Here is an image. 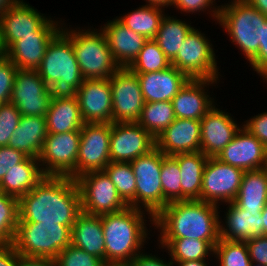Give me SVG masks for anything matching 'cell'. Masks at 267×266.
<instances>
[{"label": "cell", "mask_w": 267, "mask_h": 266, "mask_svg": "<svg viewBox=\"0 0 267 266\" xmlns=\"http://www.w3.org/2000/svg\"><path fill=\"white\" fill-rule=\"evenodd\" d=\"M201 152L217 157L240 129L228 113L213 106L200 120Z\"/></svg>", "instance_id": "obj_22"}, {"label": "cell", "mask_w": 267, "mask_h": 266, "mask_svg": "<svg viewBox=\"0 0 267 266\" xmlns=\"http://www.w3.org/2000/svg\"><path fill=\"white\" fill-rule=\"evenodd\" d=\"M216 158L243 171L259 170L267 167V148L242 127Z\"/></svg>", "instance_id": "obj_18"}, {"label": "cell", "mask_w": 267, "mask_h": 266, "mask_svg": "<svg viewBox=\"0 0 267 266\" xmlns=\"http://www.w3.org/2000/svg\"><path fill=\"white\" fill-rule=\"evenodd\" d=\"M165 155L156 147L148 154L130 162L136 177V208L148 212L154 224V217L163 209L161 166ZM141 205H140V204Z\"/></svg>", "instance_id": "obj_8"}, {"label": "cell", "mask_w": 267, "mask_h": 266, "mask_svg": "<svg viewBox=\"0 0 267 266\" xmlns=\"http://www.w3.org/2000/svg\"><path fill=\"white\" fill-rule=\"evenodd\" d=\"M155 148V138L137 122L111 123V162H132Z\"/></svg>", "instance_id": "obj_16"}, {"label": "cell", "mask_w": 267, "mask_h": 266, "mask_svg": "<svg viewBox=\"0 0 267 266\" xmlns=\"http://www.w3.org/2000/svg\"><path fill=\"white\" fill-rule=\"evenodd\" d=\"M213 0H174L172 6L176 7L177 9H180L182 12L195 13L196 11H204V9L207 10V8H212Z\"/></svg>", "instance_id": "obj_49"}, {"label": "cell", "mask_w": 267, "mask_h": 266, "mask_svg": "<svg viewBox=\"0 0 267 266\" xmlns=\"http://www.w3.org/2000/svg\"><path fill=\"white\" fill-rule=\"evenodd\" d=\"M45 119L47 133L80 131L85 123L76 96L65 93L53 94Z\"/></svg>", "instance_id": "obj_26"}, {"label": "cell", "mask_w": 267, "mask_h": 266, "mask_svg": "<svg viewBox=\"0 0 267 266\" xmlns=\"http://www.w3.org/2000/svg\"><path fill=\"white\" fill-rule=\"evenodd\" d=\"M193 28L185 21L163 16L154 40L170 62L176 57L183 41Z\"/></svg>", "instance_id": "obj_33"}, {"label": "cell", "mask_w": 267, "mask_h": 266, "mask_svg": "<svg viewBox=\"0 0 267 266\" xmlns=\"http://www.w3.org/2000/svg\"><path fill=\"white\" fill-rule=\"evenodd\" d=\"M155 147L167 156L201 151L200 120L176 118L155 138Z\"/></svg>", "instance_id": "obj_21"}, {"label": "cell", "mask_w": 267, "mask_h": 266, "mask_svg": "<svg viewBox=\"0 0 267 266\" xmlns=\"http://www.w3.org/2000/svg\"><path fill=\"white\" fill-rule=\"evenodd\" d=\"M218 205L201 200L168 203L155 217L160 239L194 238L207 241L213 248L220 240Z\"/></svg>", "instance_id": "obj_2"}, {"label": "cell", "mask_w": 267, "mask_h": 266, "mask_svg": "<svg viewBox=\"0 0 267 266\" xmlns=\"http://www.w3.org/2000/svg\"><path fill=\"white\" fill-rule=\"evenodd\" d=\"M210 41L193 28L183 41L171 65L184 73L189 79L218 80V67Z\"/></svg>", "instance_id": "obj_9"}, {"label": "cell", "mask_w": 267, "mask_h": 266, "mask_svg": "<svg viewBox=\"0 0 267 266\" xmlns=\"http://www.w3.org/2000/svg\"><path fill=\"white\" fill-rule=\"evenodd\" d=\"M75 180L80 191L82 212L103 215L128 207L104 171L87 172Z\"/></svg>", "instance_id": "obj_10"}, {"label": "cell", "mask_w": 267, "mask_h": 266, "mask_svg": "<svg viewBox=\"0 0 267 266\" xmlns=\"http://www.w3.org/2000/svg\"><path fill=\"white\" fill-rule=\"evenodd\" d=\"M150 6L168 7L172 6L174 0H146Z\"/></svg>", "instance_id": "obj_55"}, {"label": "cell", "mask_w": 267, "mask_h": 266, "mask_svg": "<svg viewBox=\"0 0 267 266\" xmlns=\"http://www.w3.org/2000/svg\"><path fill=\"white\" fill-rule=\"evenodd\" d=\"M53 94L37 70L18 69L10 102L22 116L45 117Z\"/></svg>", "instance_id": "obj_15"}, {"label": "cell", "mask_w": 267, "mask_h": 266, "mask_svg": "<svg viewBox=\"0 0 267 266\" xmlns=\"http://www.w3.org/2000/svg\"><path fill=\"white\" fill-rule=\"evenodd\" d=\"M6 51L4 49L2 39H1V22H0V57L5 55Z\"/></svg>", "instance_id": "obj_59"}, {"label": "cell", "mask_w": 267, "mask_h": 266, "mask_svg": "<svg viewBox=\"0 0 267 266\" xmlns=\"http://www.w3.org/2000/svg\"><path fill=\"white\" fill-rule=\"evenodd\" d=\"M214 82L217 80L189 79L171 101L175 118L201 120L214 106L203 88Z\"/></svg>", "instance_id": "obj_23"}, {"label": "cell", "mask_w": 267, "mask_h": 266, "mask_svg": "<svg viewBox=\"0 0 267 266\" xmlns=\"http://www.w3.org/2000/svg\"><path fill=\"white\" fill-rule=\"evenodd\" d=\"M59 22L48 20L33 35L23 36L14 42L5 55L18 69L37 70L51 40L62 30Z\"/></svg>", "instance_id": "obj_17"}, {"label": "cell", "mask_w": 267, "mask_h": 266, "mask_svg": "<svg viewBox=\"0 0 267 266\" xmlns=\"http://www.w3.org/2000/svg\"><path fill=\"white\" fill-rule=\"evenodd\" d=\"M142 209L126 207L101 215L106 262H131L146 242L147 228ZM138 251V252H137Z\"/></svg>", "instance_id": "obj_3"}, {"label": "cell", "mask_w": 267, "mask_h": 266, "mask_svg": "<svg viewBox=\"0 0 267 266\" xmlns=\"http://www.w3.org/2000/svg\"><path fill=\"white\" fill-rule=\"evenodd\" d=\"M18 266H56V263L53 259L24 257L19 254Z\"/></svg>", "instance_id": "obj_52"}, {"label": "cell", "mask_w": 267, "mask_h": 266, "mask_svg": "<svg viewBox=\"0 0 267 266\" xmlns=\"http://www.w3.org/2000/svg\"><path fill=\"white\" fill-rule=\"evenodd\" d=\"M111 123H84L80 130L76 179L84 173L103 171L110 159Z\"/></svg>", "instance_id": "obj_12"}, {"label": "cell", "mask_w": 267, "mask_h": 266, "mask_svg": "<svg viewBox=\"0 0 267 266\" xmlns=\"http://www.w3.org/2000/svg\"><path fill=\"white\" fill-rule=\"evenodd\" d=\"M164 259H159L158 256L155 255H147L139 253L131 262L128 264L130 266H173V262L170 260V262L163 261Z\"/></svg>", "instance_id": "obj_51"}, {"label": "cell", "mask_w": 267, "mask_h": 266, "mask_svg": "<svg viewBox=\"0 0 267 266\" xmlns=\"http://www.w3.org/2000/svg\"><path fill=\"white\" fill-rule=\"evenodd\" d=\"M18 222L73 225L82 212L79 187L68 176H45L18 199Z\"/></svg>", "instance_id": "obj_1"}, {"label": "cell", "mask_w": 267, "mask_h": 266, "mask_svg": "<svg viewBox=\"0 0 267 266\" xmlns=\"http://www.w3.org/2000/svg\"><path fill=\"white\" fill-rule=\"evenodd\" d=\"M206 259L203 260H189V261H172L174 263H178V266H207Z\"/></svg>", "instance_id": "obj_54"}, {"label": "cell", "mask_w": 267, "mask_h": 266, "mask_svg": "<svg viewBox=\"0 0 267 266\" xmlns=\"http://www.w3.org/2000/svg\"><path fill=\"white\" fill-rule=\"evenodd\" d=\"M160 245L167 248L171 261L203 260L214 248L204 240L194 238L159 239ZM210 252V253H209Z\"/></svg>", "instance_id": "obj_36"}, {"label": "cell", "mask_w": 267, "mask_h": 266, "mask_svg": "<svg viewBox=\"0 0 267 266\" xmlns=\"http://www.w3.org/2000/svg\"><path fill=\"white\" fill-rule=\"evenodd\" d=\"M44 177L39 160L27 157L7 171L0 182V191L19 199L31 191Z\"/></svg>", "instance_id": "obj_30"}, {"label": "cell", "mask_w": 267, "mask_h": 266, "mask_svg": "<svg viewBox=\"0 0 267 266\" xmlns=\"http://www.w3.org/2000/svg\"><path fill=\"white\" fill-rule=\"evenodd\" d=\"M28 156L9 146L0 147V182L7 171L23 162Z\"/></svg>", "instance_id": "obj_45"}, {"label": "cell", "mask_w": 267, "mask_h": 266, "mask_svg": "<svg viewBox=\"0 0 267 266\" xmlns=\"http://www.w3.org/2000/svg\"><path fill=\"white\" fill-rule=\"evenodd\" d=\"M115 62L120 67H129L138 57L148 40L122 24L117 17L101 28Z\"/></svg>", "instance_id": "obj_24"}, {"label": "cell", "mask_w": 267, "mask_h": 266, "mask_svg": "<svg viewBox=\"0 0 267 266\" xmlns=\"http://www.w3.org/2000/svg\"><path fill=\"white\" fill-rule=\"evenodd\" d=\"M255 264L253 262H251L250 266H265V265H262V264H257V263H255Z\"/></svg>", "instance_id": "obj_60"}, {"label": "cell", "mask_w": 267, "mask_h": 266, "mask_svg": "<svg viewBox=\"0 0 267 266\" xmlns=\"http://www.w3.org/2000/svg\"><path fill=\"white\" fill-rule=\"evenodd\" d=\"M226 226L220 225V238L229 241H246L263 236L262 210L244 211L234 202L227 203ZM226 227V228H225Z\"/></svg>", "instance_id": "obj_27"}, {"label": "cell", "mask_w": 267, "mask_h": 266, "mask_svg": "<svg viewBox=\"0 0 267 266\" xmlns=\"http://www.w3.org/2000/svg\"><path fill=\"white\" fill-rule=\"evenodd\" d=\"M37 72L54 93L74 94L83 83L72 41L62 31L49 43Z\"/></svg>", "instance_id": "obj_5"}, {"label": "cell", "mask_w": 267, "mask_h": 266, "mask_svg": "<svg viewBox=\"0 0 267 266\" xmlns=\"http://www.w3.org/2000/svg\"><path fill=\"white\" fill-rule=\"evenodd\" d=\"M18 219V198L0 191V244L13 243Z\"/></svg>", "instance_id": "obj_40"}, {"label": "cell", "mask_w": 267, "mask_h": 266, "mask_svg": "<svg viewBox=\"0 0 267 266\" xmlns=\"http://www.w3.org/2000/svg\"><path fill=\"white\" fill-rule=\"evenodd\" d=\"M242 126L267 148V112L252 117Z\"/></svg>", "instance_id": "obj_48"}, {"label": "cell", "mask_w": 267, "mask_h": 266, "mask_svg": "<svg viewBox=\"0 0 267 266\" xmlns=\"http://www.w3.org/2000/svg\"><path fill=\"white\" fill-rule=\"evenodd\" d=\"M62 32L72 41L75 58L84 79H109L120 66L115 62L102 30Z\"/></svg>", "instance_id": "obj_7"}, {"label": "cell", "mask_w": 267, "mask_h": 266, "mask_svg": "<svg viewBox=\"0 0 267 266\" xmlns=\"http://www.w3.org/2000/svg\"><path fill=\"white\" fill-rule=\"evenodd\" d=\"M267 17V0H246Z\"/></svg>", "instance_id": "obj_53"}, {"label": "cell", "mask_w": 267, "mask_h": 266, "mask_svg": "<svg viewBox=\"0 0 267 266\" xmlns=\"http://www.w3.org/2000/svg\"><path fill=\"white\" fill-rule=\"evenodd\" d=\"M17 70L6 55L0 57V103L10 102Z\"/></svg>", "instance_id": "obj_44"}, {"label": "cell", "mask_w": 267, "mask_h": 266, "mask_svg": "<svg viewBox=\"0 0 267 266\" xmlns=\"http://www.w3.org/2000/svg\"><path fill=\"white\" fill-rule=\"evenodd\" d=\"M172 157L178 162L181 172V201L200 200L203 172L208 157L201 151L179 153Z\"/></svg>", "instance_id": "obj_31"}, {"label": "cell", "mask_w": 267, "mask_h": 266, "mask_svg": "<svg viewBox=\"0 0 267 266\" xmlns=\"http://www.w3.org/2000/svg\"><path fill=\"white\" fill-rule=\"evenodd\" d=\"M19 253L13 244H0V266H18Z\"/></svg>", "instance_id": "obj_50"}, {"label": "cell", "mask_w": 267, "mask_h": 266, "mask_svg": "<svg viewBox=\"0 0 267 266\" xmlns=\"http://www.w3.org/2000/svg\"><path fill=\"white\" fill-rule=\"evenodd\" d=\"M71 228L56 223L18 222L12 244L21 256L55 260L70 245Z\"/></svg>", "instance_id": "obj_6"}, {"label": "cell", "mask_w": 267, "mask_h": 266, "mask_svg": "<svg viewBox=\"0 0 267 266\" xmlns=\"http://www.w3.org/2000/svg\"><path fill=\"white\" fill-rule=\"evenodd\" d=\"M101 215L81 212L71 228L70 244L105 261Z\"/></svg>", "instance_id": "obj_28"}, {"label": "cell", "mask_w": 267, "mask_h": 266, "mask_svg": "<svg viewBox=\"0 0 267 266\" xmlns=\"http://www.w3.org/2000/svg\"><path fill=\"white\" fill-rule=\"evenodd\" d=\"M169 66H171V62L156 41L148 39L129 68L136 74H143L162 71Z\"/></svg>", "instance_id": "obj_38"}, {"label": "cell", "mask_w": 267, "mask_h": 266, "mask_svg": "<svg viewBox=\"0 0 267 266\" xmlns=\"http://www.w3.org/2000/svg\"><path fill=\"white\" fill-rule=\"evenodd\" d=\"M80 131L47 133L38 157L45 176L71 177L77 171ZM46 164V165H45Z\"/></svg>", "instance_id": "obj_11"}, {"label": "cell", "mask_w": 267, "mask_h": 266, "mask_svg": "<svg viewBox=\"0 0 267 266\" xmlns=\"http://www.w3.org/2000/svg\"><path fill=\"white\" fill-rule=\"evenodd\" d=\"M74 95L85 123H112V92L109 79H84Z\"/></svg>", "instance_id": "obj_19"}, {"label": "cell", "mask_w": 267, "mask_h": 266, "mask_svg": "<svg viewBox=\"0 0 267 266\" xmlns=\"http://www.w3.org/2000/svg\"><path fill=\"white\" fill-rule=\"evenodd\" d=\"M47 136L46 119L42 116H22L8 146L28 157H39Z\"/></svg>", "instance_id": "obj_29"}, {"label": "cell", "mask_w": 267, "mask_h": 266, "mask_svg": "<svg viewBox=\"0 0 267 266\" xmlns=\"http://www.w3.org/2000/svg\"><path fill=\"white\" fill-rule=\"evenodd\" d=\"M181 172L178 162L165 155L161 166V185L163 192V208L171 202L181 201Z\"/></svg>", "instance_id": "obj_39"}, {"label": "cell", "mask_w": 267, "mask_h": 266, "mask_svg": "<svg viewBox=\"0 0 267 266\" xmlns=\"http://www.w3.org/2000/svg\"><path fill=\"white\" fill-rule=\"evenodd\" d=\"M22 114L11 102L0 103V147L8 146Z\"/></svg>", "instance_id": "obj_43"}, {"label": "cell", "mask_w": 267, "mask_h": 266, "mask_svg": "<svg viewBox=\"0 0 267 266\" xmlns=\"http://www.w3.org/2000/svg\"><path fill=\"white\" fill-rule=\"evenodd\" d=\"M145 102L172 101L189 78L173 65L157 72L136 74Z\"/></svg>", "instance_id": "obj_25"}, {"label": "cell", "mask_w": 267, "mask_h": 266, "mask_svg": "<svg viewBox=\"0 0 267 266\" xmlns=\"http://www.w3.org/2000/svg\"><path fill=\"white\" fill-rule=\"evenodd\" d=\"M212 10L213 17L226 29L235 45L239 47L251 62L259 52L262 42V26L267 17L246 0L232 1Z\"/></svg>", "instance_id": "obj_4"}, {"label": "cell", "mask_w": 267, "mask_h": 266, "mask_svg": "<svg viewBox=\"0 0 267 266\" xmlns=\"http://www.w3.org/2000/svg\"><path fill=\"white\" fill-rule=\"evenodd\" d=\"M112 123L137 122L145 100L139 79L129 67H120L110 78Z\"/></svg>", "instance_id": "obj_13"}, {"label": "cell", "mask_w": 267, "mask_h": 266, "mask_svg": "<svg viewBox=\"0 0 267 266\" xmlns=\"http://www.w3.org/2000/svg\"><path fill=\"white\" fill-rule=\"evenodd\" d=\"M242 210H263L267 202V168L245 171L233 201Z\"/></svg>", "instance_id": "obj_32"}, {"label": "cell", "mask_w": 267, "mask_h": 266, "mask_svg": "<svg viewBox=\"0 0 267 266\" xmlns=\"http://www.w3.org/2000/svg\"><path fill=\"white\" fill-rule=\"evenodd\" d=\"M163 12L162 7L147 4L117 19L134 32L147 39H154L164 16Z\"/></svg>", "instance_id": "obj_34"}, {"label": "cell", "mask_w": 267, "mask_h": 266, "mask_svg": "<svg viewBox=\"0 0 267 266\" xmlns=\"http://www.w3.org/2000/svg\"><path fill=\"white\" fill-rule=\"evenodd\" d=\"M104 261L73 245L65 247L56 257V266H101Z\"/></svg>", "instance_id": "obj_42"}, {"label": "cell", "mask_w": 267, "mask_h": 266, "mask_svg": "<svg viewBox=\"0 0 267 266\" xmlns=\"http://www.w3.org/2000/svg\"><path fill=\"white\" fill-rule=\"evenodd\" d=\"M37 11L23 0H18L0 14L1 39L5 51L23 36L33 35L49 20Z\"/></svg>", "instance_id": "obj_20"}, {"label": "cell", "mask_w": 267, "mask_h": 266, "mask_svg": "<svg viewBox=\"0 0 267 266\" xmlns=\"http://www.w3.org/2000/svg\"><path fill=\"white\" fill-rule=\"evenodd\" d=\"M263 235H267V202L262 210Z\"/></svg>", "instance_id": "obj_57"}, {"label": "cell", "mask_w": 267, "mask_h": 266, "mask_svg": "<svg viewBox=\"0 0 267 266\" xmlns=\"http://www.w3.org/2000/svg\"><path fill=\"white\" fill-rule=\"evenodd\" d=\"M175 119L171 101L145 102L137 123L156 138Z\"/></svg>", "instance_id": "obj_35"}, {"label": "cell", "mask_w": 267, "mask_h": 266, "mask_svg": "<svg viewBox=\"0 0 267 266\" xmlns=\"http://www.w3.org/2000/svg\"><path fill=\"white\" fill-rule=\"evenodd\" d=\"M103 171L115 185L122 200L136 208V177L130 162H110Z\"/></svg>", "instance_id": "obj_37"}, {"label": "cell", "mask_w": 267, "mask_h": 266, "mask_svg": "<svg viewBox=\"0 0 267 266\" xmlns=\"http://www.w3.org/2000/svg\"><path fill=\"white\" fill-rule=\"evenodd\" d=\"M245 242L251 262L267 266V235L253 237Z\"/></svg>", "instance_id": "obj_46"}, {"label": "cell", "mask_w": 267, "mask_h": 266, "mask_svg": "<svg viewBox=\"0 0 267 266\" xmlns=\"http://www.w3.org/2000/svg\"><path fill=\"white\" fill-rule=\"evenodd\" d=\"M245 171L221 162L216 157L207 159L200 200L218 205V201L233 202L238 194Z\"/></svg>", "instance_id": "obj_14"}, {"label": "cell", "mask_w": 267, "mask_h": 266, "mask_svg": "<svg viewBox=\"0 0 267 266\" xmlns=\"http://www.w3.org/2000/svg\"><path fill=\"white\" fill-rule=\"evenodd\" d=\"M250 64L255 69L254 71L267 81V20L262 26V42H260L259 52Z\"/></svg>", "instance_id": "obj_47"}, {"label": "cell", "mask_w": 267, "mask_h": 266, "mask_svg": "<svg viewBox=\"0 0 267 266\" xmlns=\"http://www.w3.org/2000/svg\"><path fill=\"white\" fill-rule=\"evenodd\" d=\"M101 266H130L128 263L124 262H106L104 261Z\"/></svg>", "instance_id": "obj_58"}, {"label": "cell", "mask_w": 267, "mask_h": 266, "mask_svg": "<svg viewBox=\"0 0 267 266\" xmlns=\"http://www.w3.org/2000/svg\"><path fill=\"white\" fill-rule=\"evenodd\" d=\"M18 0H0V14L13 6Z\"/></svg>", "instance_id": "obj_56"}, {"label": "cell", "mask_w": 267, "mask_h": 266, "mask_svg": "<svg viewBox=\"0 0 267 266\" xmlns=\"http://www.w3.org/2000/svg\"><path fill=\"white\" fill-rule=\"evenodd\" d=\"M213 254L219 259V266H250L251 264L245 241H229L220 238Z\"/></svg>", "instance_id": "obj_41"}]
</instances>
